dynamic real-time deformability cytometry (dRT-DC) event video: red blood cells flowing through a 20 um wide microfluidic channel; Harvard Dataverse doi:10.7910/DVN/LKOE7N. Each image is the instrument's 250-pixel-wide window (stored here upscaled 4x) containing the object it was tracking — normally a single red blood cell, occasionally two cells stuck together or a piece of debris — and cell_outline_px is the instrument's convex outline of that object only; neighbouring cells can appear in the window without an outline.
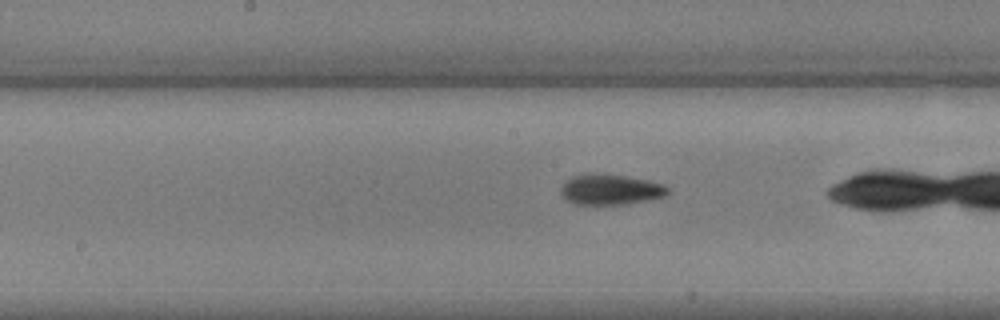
{"species": "common noctule bat (a hibernating species)", "species_latin": "Nyctalus noctula", "temperature_condition": "warm", "stored_images_in_passage": 39, "camera_frame_rate_fps": 3000, "um_per_image_px": 0.085, "animal": {"sex": "male", "body_mass_g": 17.9, "forearm_length_mm": 54.2}, "frame": {"image": 1, "passage_image": 24, "time_ms": 7.667, "image_size_px": [1000, 320], "cell_outline_px": [[672, 192], [664, 196], [652, 200], [624, 204], [576, 204], [560, 196], [560, 188], [572, 176], [592, 172], [624, 176], [648, 180], [664, 184]], "centroid_in_image_um": [51.91, 16.1], "position_along_channel_um": 196.3, "area_um2": 19.19}}
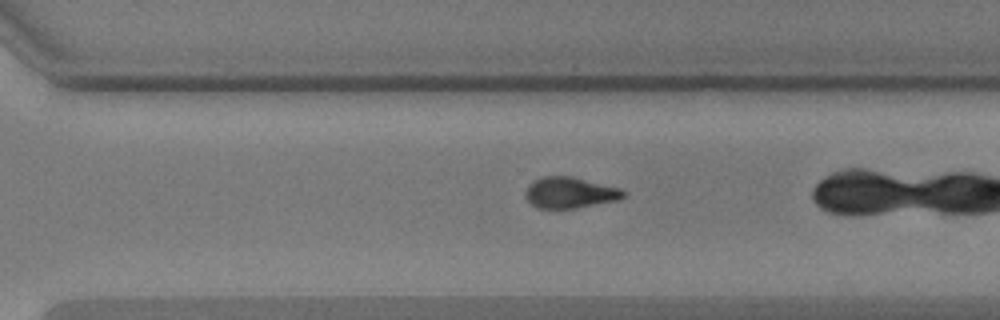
{"frame": {"image": 2, "passage_image": 34, "time_ms": 11.0, "image_size_px": [1000, 320], "cell_outline_px": [[624, 196], [616, 200], [576, 208], [540, 208], [532, 204], [524, 196], [524, 192], [528, 184], [544, 176], [572, 176], [620, 188], [624, 192]], "centroid_in_image_um": [48.4, 16.37], "position_along_channel_um": 322.2, "area_um2": 17.51}}
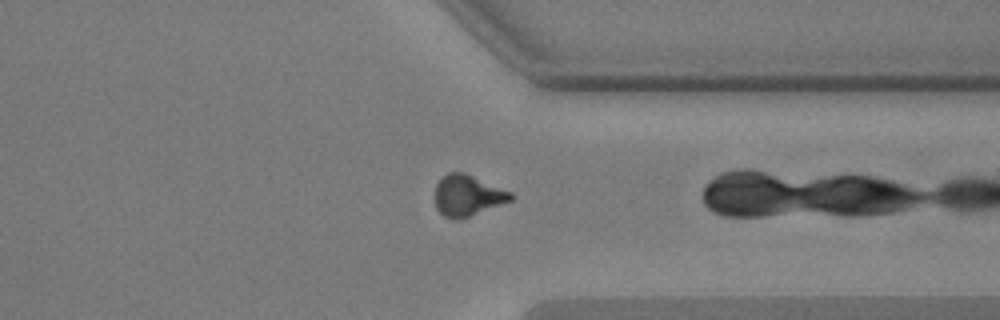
{"frame": {"image": 3, "passage_image": 38, "time_ms": 12.333, "image_size_px": [1000, 320], "cell_outline_px": [[512, 200], [460, 220], [452, 220], [444, 216], [436, 208], [436, 184], [448, 172], [464, 172], [512, 192]], "centroid_in_image_um": [39.74, 16.63], "position_along_channel_um": 371.7, "area_um2": 18.03}}